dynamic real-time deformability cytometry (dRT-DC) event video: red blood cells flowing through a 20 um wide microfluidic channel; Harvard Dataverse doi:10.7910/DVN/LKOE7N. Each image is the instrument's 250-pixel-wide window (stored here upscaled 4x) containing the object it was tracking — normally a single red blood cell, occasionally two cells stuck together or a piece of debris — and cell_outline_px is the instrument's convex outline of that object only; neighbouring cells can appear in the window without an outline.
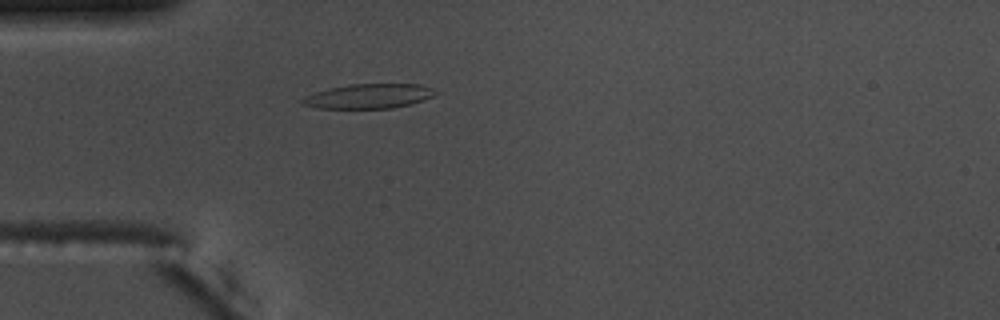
{"species": "common noctule bat (a hibernating species)", "species_latin": "Nyctalus noctula", "temperature_condition": "warm", "stored_images_in_passage": 44, "camera_frame_rate_fps": 3000, "um_per_image_px": 0.085, "animal": {"sex": "male", "body_mass_g": 17.5, "forearm_length_mm": 52.3}, "frame": {"image": 1, "passage_image": 5, "time_ms": 1.333, "image_size_px": [1000, 320], "cell_outline_px": [[440, 92], [424, 100], [412, 104], [392, 108], [316, 108], [300, 104], [300, 100], [316, 92], [328, 88], [352, 84], [420, 84], [432, 88]], "centroid_in_image_um": [31.38, 8.17], "position_along_channel_um": 53.6, "area_um2": 19.07}}
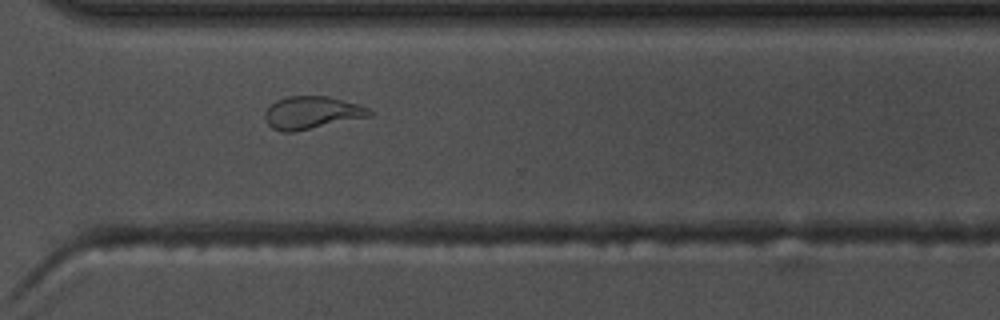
{"frame": {"image": 2, "passage_image": 29, "time_ms": 9.333, "image_size_px": [1000, 320], "cell_outline_px": [[372, 116], [292, 132], [280, 132], [272, 128], [264, 120], [264, 112], [276, 100], [288, 96], [328, 96], [360, 104], [368, 108], [372, 112]], "centroid_in_image_um": [26.5, 9.57], "position_along_channel_um": 344.1, "area_um2": 19.94}}
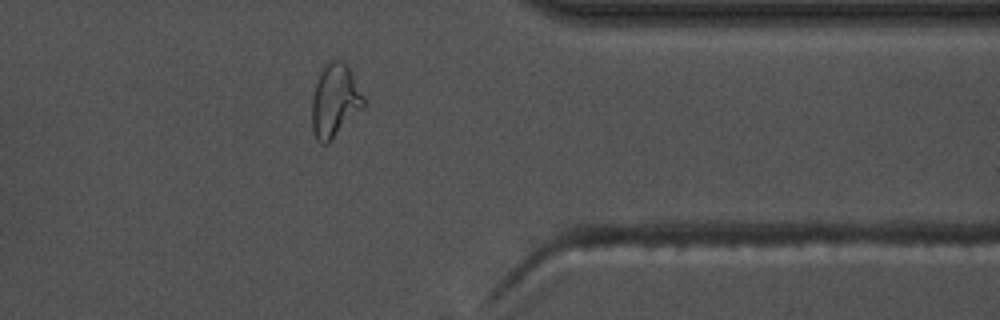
{"frame": {"image": 3, "passage_image": 33, "time_ms": 10.667, "image_size_px": [1000, 320], "cell_outline_px": [[364, 108], [328, 144], [320, 144], [316, 140], [312, 132], [312, 96], [320, 72], [332, 60], [340, 60], [348, 68], [364, 96]], "centroid_in_image_um": [28.45, 8.64], "position_along_channel_um": 382.9, "area_um2": 21.91}, "authors_computed_cell_mechanics": {"area_um2": 19.7098, "velocity_mm_per_s": 3.7355, "shape_relaxation_time_tau1_ms": null, "shape_relaxation_time_tau2_ms": 2.3917, "deformation_change_tau1": null, "deformation_change_tau2": 0.0794}}